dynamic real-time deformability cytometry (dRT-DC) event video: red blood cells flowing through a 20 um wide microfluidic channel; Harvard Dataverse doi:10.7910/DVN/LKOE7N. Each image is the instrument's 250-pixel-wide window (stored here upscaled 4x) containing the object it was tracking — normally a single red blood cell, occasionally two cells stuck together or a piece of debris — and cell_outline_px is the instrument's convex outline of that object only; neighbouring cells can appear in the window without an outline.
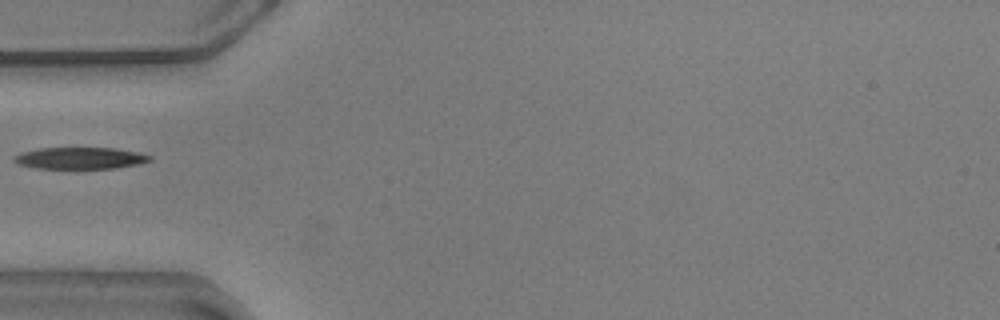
{"species": "common noctule bat (a hibernating species)", "species_latin": "Nyctalus noctula", "temperature_condition": "warm", "stored_images_in_passage": 39, "camera_frame_rate_fps": 3000, "um_per_image_px": 0.085, "animal": {"sex": "male", "body_mass_g": 20.5, "forearm_length_mm": 52.5}, "frame": {"image": 1, "passage_image": 1, "time_ms": 0.0, "image_size_px": [1000, 320], "cell_outline_px": [[152, 160], [140, 164], [116, 168], [36, 168], [16, 164], [12, 160], [12, 156], [20, 152], [40, 148], [116, 148], [136, 152], [152, 156]], "centroid_in_image_um": [6.77, 13.44], "position_along_channel_um": 78.2, "area_um2": 17.28}}